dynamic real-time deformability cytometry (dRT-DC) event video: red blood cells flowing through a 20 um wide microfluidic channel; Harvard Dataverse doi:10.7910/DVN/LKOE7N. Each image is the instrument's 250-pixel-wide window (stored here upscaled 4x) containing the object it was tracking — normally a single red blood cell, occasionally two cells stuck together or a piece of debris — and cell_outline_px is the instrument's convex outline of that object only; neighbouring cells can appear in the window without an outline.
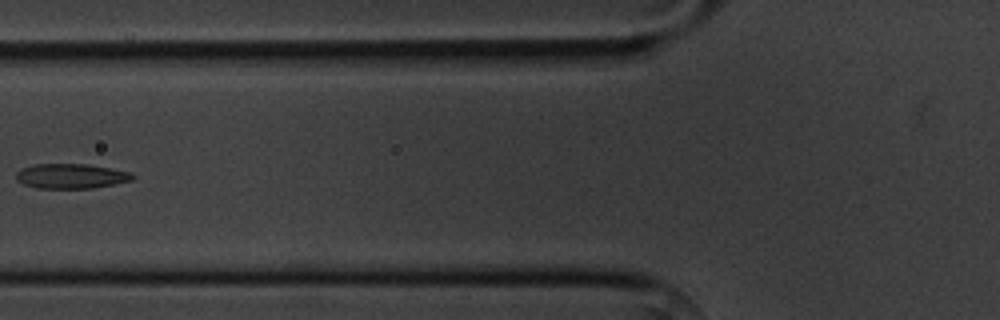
{"species": "common noctule bat (a hibernating species)", "species_latin": "Nyctalus noctula", "temperature_condition": "cold", "stored_images_in_passage": 6, "camera_frame_rate_fps": 3000, "um_per_image_px": 0.085, "animal": {"sex": "male", "body_mass_g": 20.1, "forearm_length_mm": 53.5}, "frame": {"image": 1, "passage_image": 5, "time_ms": 4.667, "image_size_px": [1000, 320], "cell_outline_px": [[136, 176], [132, 180], [92, 188], [36, 188], [24, 184], [16, 180], [16, 172], [20, 168], [32, 164], [88, 164], [112, 168], [132, 172]], "centroid_in_image_um": [6.03, 14.96], "position_along_channel_um": 119.8, "area_um2": 16.99}}
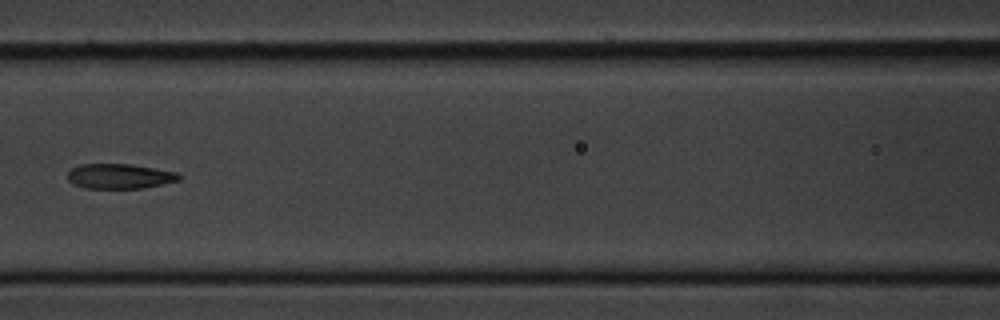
{"frame": {"image": 2, "passage_image": 6, "time_ms": 5.667, "image_size_px": [1000, 320], "cell_outline_px": [[180, 180], [140, 188], [84, 188], [72, 184], [68, 180], [68, 172], [72, 168], [80, 164], [128, 164], [176, 172], [180, 176]], "centroid_in_image_um": [10.1, 14.98], "position_along_channel_um": 156.5, "area_um2": 15.95}}